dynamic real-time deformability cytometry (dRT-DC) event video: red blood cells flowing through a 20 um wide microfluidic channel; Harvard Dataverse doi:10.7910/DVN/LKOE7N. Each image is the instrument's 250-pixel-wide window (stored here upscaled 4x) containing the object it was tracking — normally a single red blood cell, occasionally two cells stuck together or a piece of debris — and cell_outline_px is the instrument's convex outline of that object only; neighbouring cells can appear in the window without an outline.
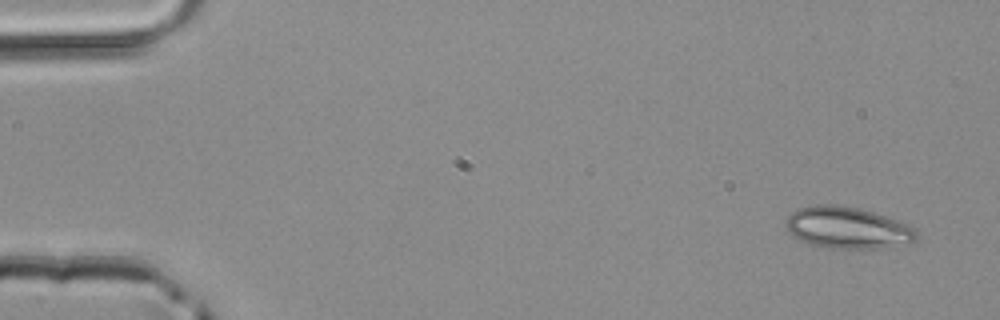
{"species": "common noctule bat (a hibernating species)", "species_latin": "Nyctalus noctula", "temperature_condition": "room temperature", "stored_images_in_passage": 46, "camera_frame_rate_fps": 3000, "um_per_image_px": 0.085, "animal": {"sex": "male", "body_mass_g": 20.4}, "frame": {"image": 1, "passage_image": 1, "time_ms": 0.0, "image_size_px": [1000, 320], "cell_outline_px": [[916, 240], [880, 248], [828, 248], [808, 244], [792, 236], [788, 232], [784, 224], [788, 216], [796, 208], [816, 204], [836, 204], [860, 208], [908, 224], [916, 228]], "centroid_in_image_um": [71.96, 19.34], "position_along_channel_um": 13.0, "area_um2": 31.73}}
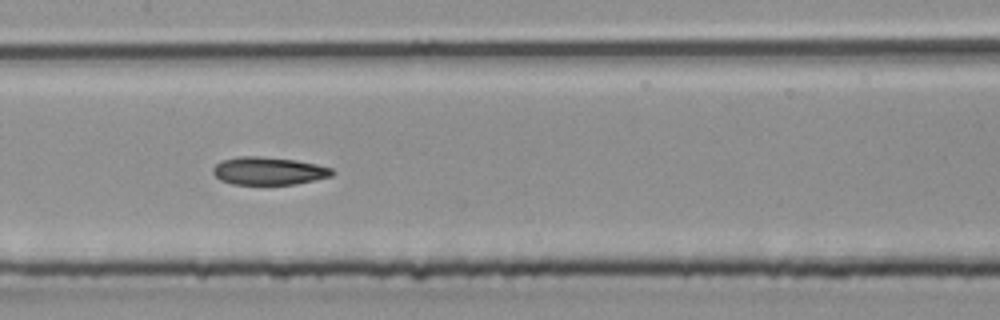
{"frame": {"image": 2, "passage_image": 22, "time_ms": 7.0, "image_size_px": [1000, 320], "cell_outline_px": [[336, 172], [332, 176], [296, 184], [232, 184], [220, 180], [212, 172], [212, 168], [220, 160], [240, 156], [260, 156], [296, 160], [316, 164], [332, 168]], "centroid_in_image_um": [22.83, 14.52], "position_along_channel_um": 184.6, "area_um2": 19.42}}
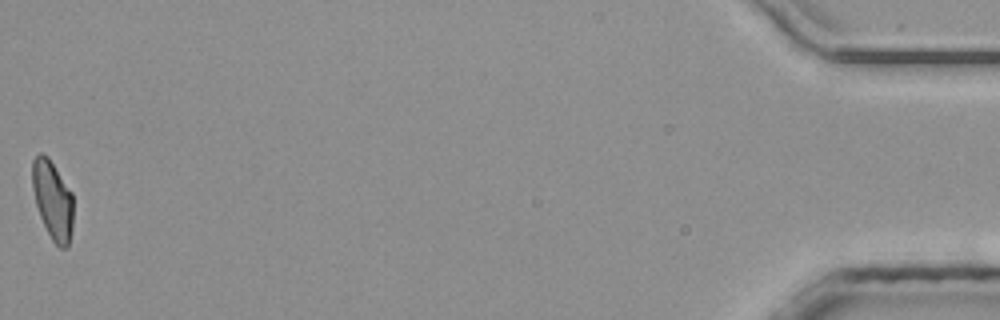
{"frame": {"image": 3, "passage_image": 46, "time_ms": 15.0, "image_size_px": [1000, 320], "cell_outline_px": [[72, 228], [68, 248], [60, 248], [52, 240], [40, 216], [36, 204], [32, 188], [32, 160], [40, 152], [48, 156], [72, 192]], "centroid_in_image_um": [4.47, 16.99], "position_along_channel_um": 430.7, "area_um2": 18.73}}